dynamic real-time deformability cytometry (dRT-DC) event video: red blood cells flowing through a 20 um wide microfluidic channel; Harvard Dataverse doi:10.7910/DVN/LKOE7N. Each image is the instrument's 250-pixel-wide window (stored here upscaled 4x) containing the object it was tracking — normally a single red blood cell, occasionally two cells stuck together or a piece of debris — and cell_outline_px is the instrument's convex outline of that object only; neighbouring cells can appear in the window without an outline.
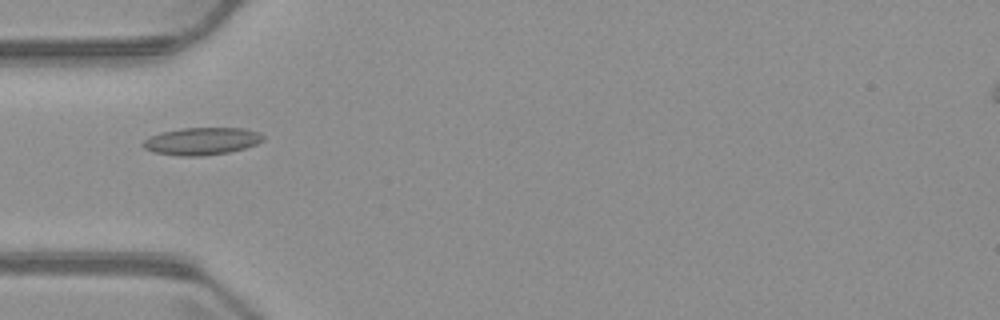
{"species": "common noctule bat (a hibernating species)", "species_latin": "Nyctalus noctula", "temperature_condition": "warm", "stored_images_in_passage": 3, "camera_frame_rate_fps": 3000, "um_per_image_px": 0.085, "animal": {"sex": "male", "body_mass_g": 23.1, "forearm_length_mm": 52.7}, "frame": {"image": 1, "passage_image": 3, "time_ms": 2.333, "image_size_px": [1000, 320], "cell_outline_px": [[264, 140], [256, 144], [244, 148], [228, 152], [204, 156], [180, 156], [156, 152], [144, 148], [140, 144], [148, 136], [160, 132], [180, 128], [244, 128], [256, 132], [264, 136]], "centroid_in_image_um": [17.11, 11.99], "position_along_channel_um": 67.9, "area_um2": 19.19}}